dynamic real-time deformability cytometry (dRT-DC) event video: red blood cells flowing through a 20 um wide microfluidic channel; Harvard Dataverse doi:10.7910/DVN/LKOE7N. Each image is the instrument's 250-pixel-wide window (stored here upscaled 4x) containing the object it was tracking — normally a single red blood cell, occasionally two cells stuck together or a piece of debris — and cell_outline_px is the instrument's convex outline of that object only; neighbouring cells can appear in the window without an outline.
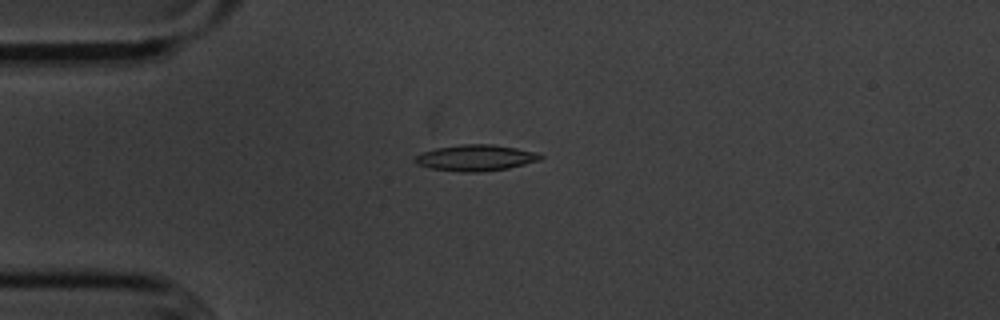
{"species": "common noctule bat (a hibernating species)", "species_latin": "Nyctalus noctula", "temperature_condition": "cold", "stored_images_in_passage": 42, "camera_frame_rate_fps": 3000, "um_per_image_px": 0.085, "animal": {"sex": "male", "body_mass_g": 20.1, "forearm_length_mm": 53.5}, "frame": {"image": 1, "passage_image": 1, "time_ms": 0.0, "image_size_px": [1000, 320], "cell_outline_px": [[544, 156], [540, 160], [508, 168], [480, 172], [460, 172], [432, 168], [416, 164], [416, 156], [424, 152], [436, 148], [460, 144], [492, 144], [540, 152]], "centroid_in_image_um": [40.49, 13.41], "position_along_channel_um": 44.5, "area_um2": 19.02}}
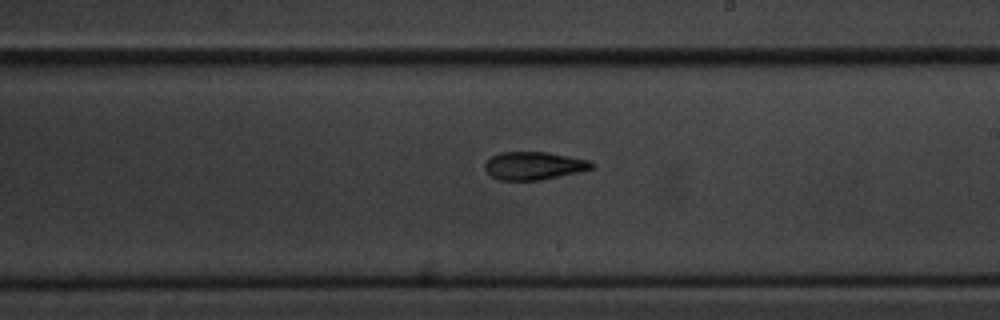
{"frame": {"image": 2, "passage_image": 19, "time_ms": 6.0, "image_size_px": [1000, 320], "cell_outline_px": [[596, 168], [540, 180], [500, 180], [492, 176], [484, 168], [484, 164], [492, 156], [500, 152], [548, 152], [588, 160], [596, 164]], "centroid_in_image_um": [45.4, 14.08], "position_along_channel_um": 243.6, "area_um2": 17.34}}
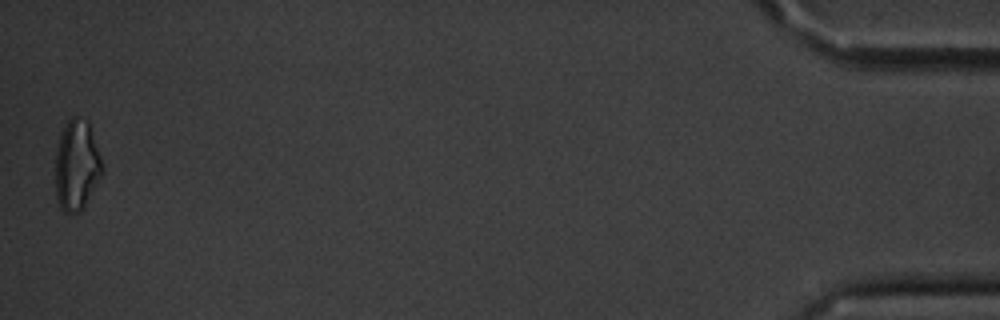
{"frame": {"image": 3, "passage_image": 42, "time_ms": 13.667, "image_size_px": [1000, 320], "cell_outline_px": [[104, 172], [84, 208], [80, 212], [64, 212], [60, 208], [56, 196], [56, 152], [60, 136], [68, 120], [72, 116], [76, 116], [88, 120], [104, 168]], "centroid_in_image_um": [6.54, 14.07], "position_along_channel_um": 428.7, "area_um2": 24.74}, "authors_computed_cell_mechanics": {"area_um2": 17.8602, "velocity_mm_per_s": 3.6088, "shape_relaxation_time_tau1_ms": 6.6097, "shape_relaxation_time_tau2_ms": 5.6205, "deformation_change_tau1": 0.2387, "deformation_change_tau2": 0.1618}}